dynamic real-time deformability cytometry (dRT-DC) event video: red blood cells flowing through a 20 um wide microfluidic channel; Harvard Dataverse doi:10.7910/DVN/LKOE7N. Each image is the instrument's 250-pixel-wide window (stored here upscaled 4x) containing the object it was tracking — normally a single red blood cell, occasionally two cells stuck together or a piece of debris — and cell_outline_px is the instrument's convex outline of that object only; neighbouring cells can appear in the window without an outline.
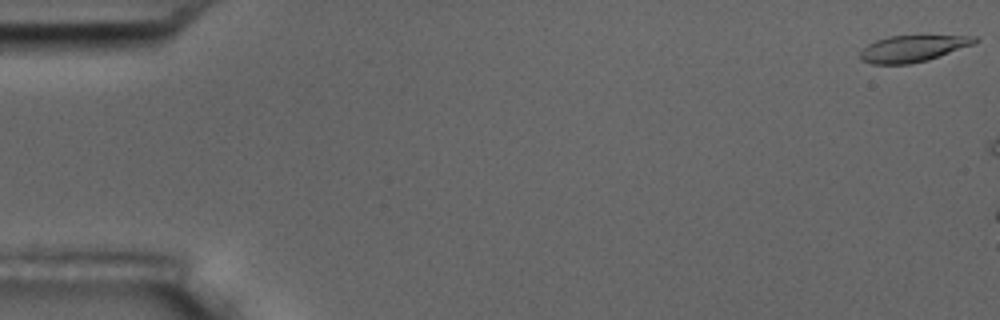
{"species": "common noctule bat (a hibernating species)", "species_latin": "Nyctalus noctula", "temperature_condition": "room temperature", "stored_images_in_passage": 7, "camera_frame_rate_fps": 3000, "um_per_image_px": 0.085, "animal": {"sex": "male", "body_mass_g": 17.5, "forearm_length_mm": 52.3}, "frame": {"image": 1, "passage_image": 1, "time_ms": 0.0, "image_size_px": [1000, 320], "cell_outline_px": [[980, 40], [972, 44], [928, 60], [908, 64], [872, 64], [860, 60], [860, 52], [868, 44], [876, 40], [888, 36], [976, 36]], "centroid_in_image_um": [77.54, 4.13], "position_along_channel_um": 7.5, "area_um2": 17.46}}